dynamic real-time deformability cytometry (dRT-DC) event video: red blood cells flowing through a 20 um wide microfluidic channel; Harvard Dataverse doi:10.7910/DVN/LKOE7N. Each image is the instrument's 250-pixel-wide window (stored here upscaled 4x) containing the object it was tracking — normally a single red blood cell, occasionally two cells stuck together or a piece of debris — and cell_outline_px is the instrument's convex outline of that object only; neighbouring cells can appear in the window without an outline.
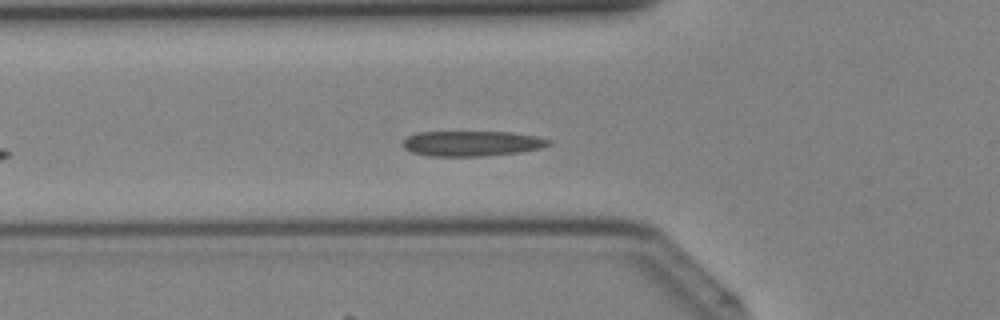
{"species": "Egyptian fruit bat (a non-hibernating species)", "species_latin": "Rousettus aegyptiacus", "temperature_condition": "cold", "stored_images_in_passage": 34, "camera_frame_rate_fps": 3000, "um_per_image_px": 0.085, "animal": {"sex": "female"}, "frame": {"image": 1, "passage_image": 9, "time_ms": 2.667, "image_size_px": [1000, 320], "cell_outline_px": [[552, 144], [540, 148], [520, 152], [484, 156], [428, 156], [412, 152], [404, 148], [400, 144], [408, 136], [416, 132], [512, 132], [536, 136], [552, 140]], "centroid_in_image_um": [40.1, 12.19], "position_along_channel_um": 85.7, "area_um2": 21.62}}
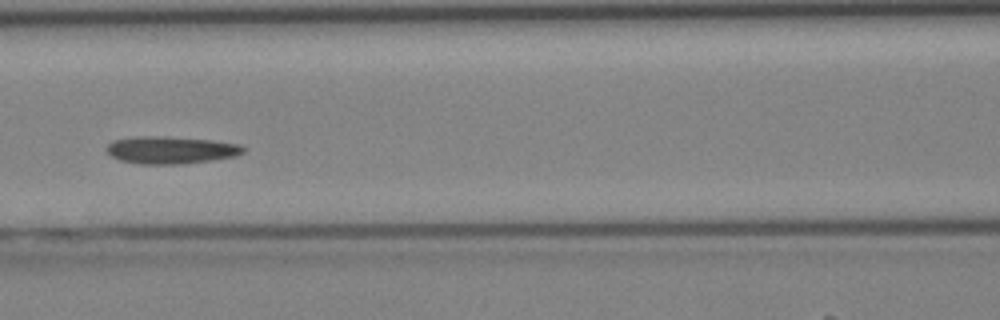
{"frame": {"image": 2, "passage_image": 13, "time_ms": 4.0, "image_size_px": [1000, 320], "cell_outline_px": [[244, 152], [236, 156], [212, 160], [180, 164], [140, 164], [120, 160], [112, 156], [108, 152], [108, 144], [112, 140], [140, 136], [156, 136], [212, 140], [240, 144], [244, 148]], "centroid_in_image_um": [14.54, 12.75], "position_along_channel_um": 152.1, "area_um2": 21.62}}
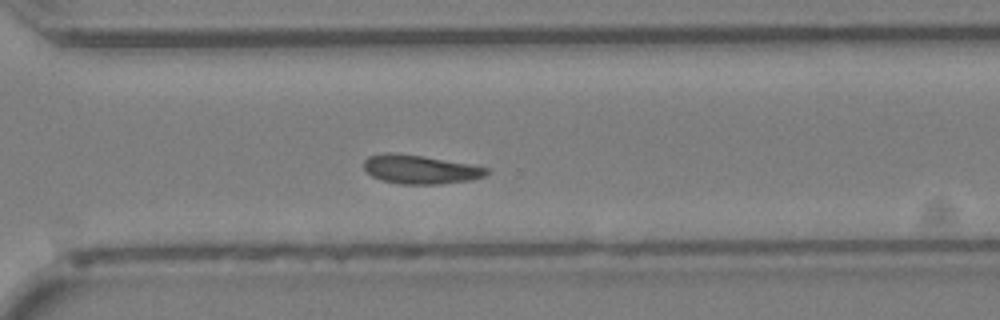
{"frame": {"image": 3, "passage_image": 24, "time_ms": 7.667, "image_size_px": [1000, 320], "cell_outline_px": [[488, 172], [484, 176], [472, 180], [440, 184], [400, 184], [384, 180], [372, 176], [364, 168], [364, 160], [368, 156], [384, 152], [392, 152], [420, 156], [468, 164], [488, 168]], "centroid_in_image_um": [35.69, 14.4], "position_along_channel_um": 334.9, "area_um2": 20.35}}